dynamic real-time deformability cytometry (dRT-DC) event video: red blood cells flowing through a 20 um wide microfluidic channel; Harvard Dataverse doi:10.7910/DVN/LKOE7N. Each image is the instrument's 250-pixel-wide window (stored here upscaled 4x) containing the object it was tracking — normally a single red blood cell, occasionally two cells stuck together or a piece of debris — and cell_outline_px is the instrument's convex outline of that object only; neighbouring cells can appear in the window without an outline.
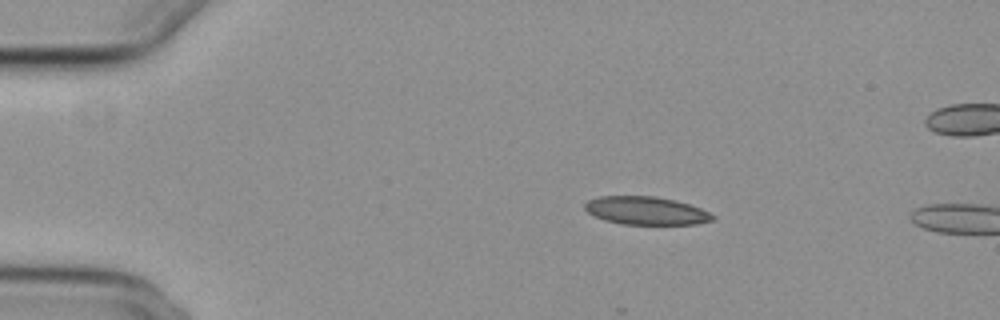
{"species": "common noctule bat (a hibernating species)", "species_latin": "Nyctalus noctula", "temperature_condition": "cold", "stored_images_in_passage": 5, "camera_frame_rate_fps": 3000, "um_per_image_px": 0.085, "animal": {"sex": "female", "body_mass_g": 29.2, "forearm_length_mm": 56.3}, "frame": {"image": 1, "passage_image": 1, "time_ms": 0.0, "image_size_px": [1000, 320], "cell_outline_px": [[716, 216], [712, 220], [696, 224], [624, 224], [604, 220], [588, 212], [584, 208], [584, 204], [588, 200], [600, 196], [656, 196], [676, 200], [700, 208]], "centroid_in_image_um": [54.91, 17.9], "position_along_channel_um": 30.1, "area_um2": 20.81}}